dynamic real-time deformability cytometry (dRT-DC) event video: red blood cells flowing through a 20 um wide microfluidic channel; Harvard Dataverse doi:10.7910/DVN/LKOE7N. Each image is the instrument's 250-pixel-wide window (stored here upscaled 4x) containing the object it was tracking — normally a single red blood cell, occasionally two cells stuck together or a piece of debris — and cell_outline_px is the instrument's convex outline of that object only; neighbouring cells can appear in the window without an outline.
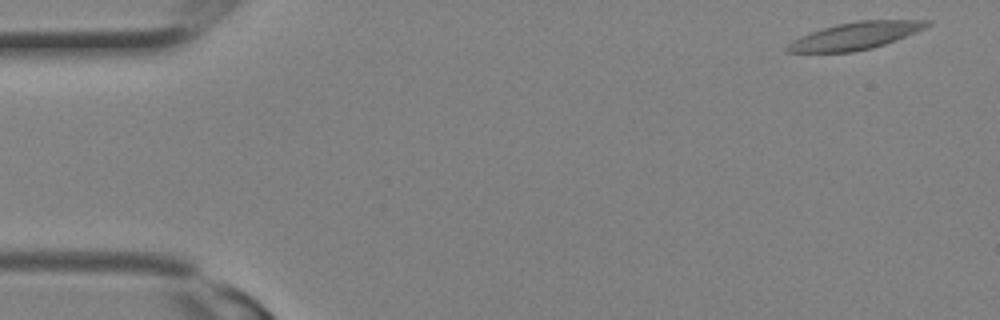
{"species": "Egyptian fruit bat (a non-hibernating species)", "species_latin": "Rousettus aegyptiacus", "temperature_condition": "room temperature", "stored_images_in_passage": 10, "camera_frame_rate_fps": 3000, "um_per_image_px": 0.085, "animal": {"sex": "female"}, "frame": {"image": 1, "passage_image": 1, "time_ms": 0.0, "image_size_px": [1000, 320], "cell_outline_px": [[932, 24], [916, 32], [896, 40], [872, 48], [852, 52], [788, 52], [784, 48], [792, 40], [800, 36], [824, 28], [840, 24], [860, 20], [932, 20]], "centroid_in_image_um": [72.73, 3.04], "position_along_channel_um": 12.3, "area_um2": 21.91}}
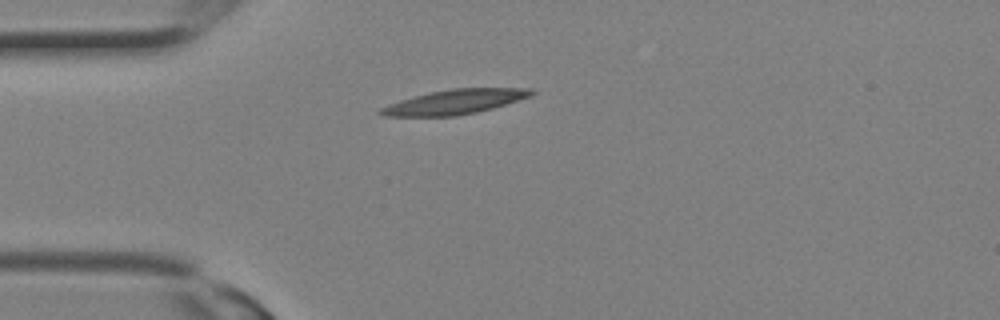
{"frame": {"image": 2, "passage_image": 7, "time_ms": 2.0, "image_size_px": [1000, 320], "cell_outline_px": [[536, 92], [532, 96], [492, 108], [476, 112], [456, 116], [384, 116], [376, 112], [380, 108], [400, 100], [428, 92], [452, 88], [532, 88]], "centroid_in_image_um": [38.66, 8.65], "position_along_channel_um": 46.3, "area_um2": 21.62}}
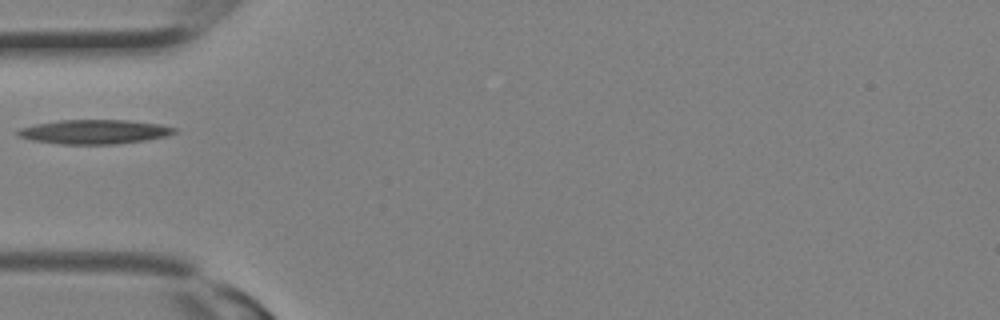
{"frame": {"image": 3, "passage_image": 9, "time_ms": 2.667, "image_size_px": [1000, 320], "cell_outline_px": [[176, 132], [168, 136], [144, 140], [116, 144], [60, 144], [32, 140], [16, 136], [12, 132], [20, 128], [36, 124], [60, 120], [128, 120], [160, 124], [176, 128]], "centroid_in_image_um": [7.98, 11.2], "position_along_channel_um": 77.0, "area_um2": 22.25}}